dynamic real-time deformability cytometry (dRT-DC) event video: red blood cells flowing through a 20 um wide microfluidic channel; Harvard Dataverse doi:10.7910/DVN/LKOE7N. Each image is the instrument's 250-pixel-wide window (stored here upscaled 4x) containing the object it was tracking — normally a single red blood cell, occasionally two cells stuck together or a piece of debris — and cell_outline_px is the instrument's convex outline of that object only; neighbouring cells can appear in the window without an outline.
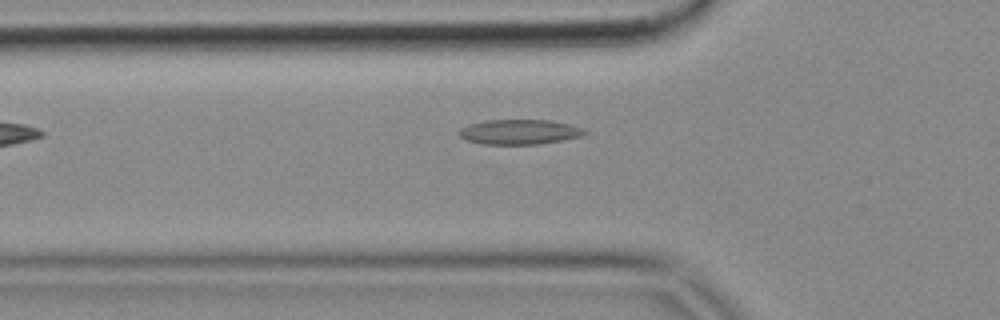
{"species": "common noctule bat (a hibernating species)", "species_latin": "Nyctalus noctula", "temperature_condition": "cold", "stored_images_in_passage": 2, "camera_frame_rate_fps": 3000, "um_per_image_px": 0.085, "animal": {"sex": "female", "body_mass_g": 18.4}, "frame": {"image": 1, "passage_image": 2, "time_ms": 0.333, "image_size_px": [1000, 320], "cell_outline_px": [[588, 132], [584, 136], [564, 140], [540, 144], [484, 144], [464, 140], [456, 132], [460, 128], [468, 124], [484, 120], [552, 120], [584, 128]], "centroid_in_image_um": [44.15, 11.21], "position_along_channel_um": 81.7, "area_um2": 18.55}}